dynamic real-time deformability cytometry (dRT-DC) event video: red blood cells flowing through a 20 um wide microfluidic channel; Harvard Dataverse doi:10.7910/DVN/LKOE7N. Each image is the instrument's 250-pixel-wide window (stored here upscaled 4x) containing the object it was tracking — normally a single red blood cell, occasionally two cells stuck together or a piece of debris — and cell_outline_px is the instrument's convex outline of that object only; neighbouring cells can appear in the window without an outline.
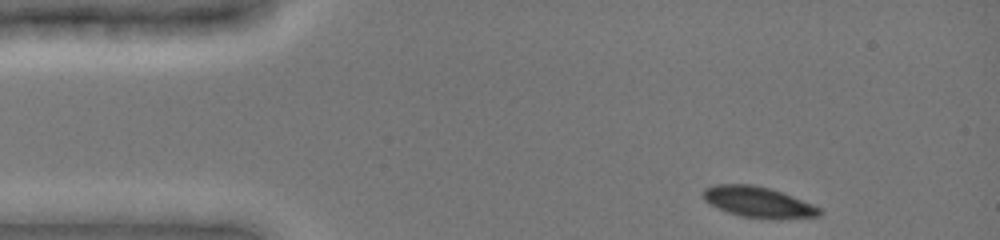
{"species": "common noctule bat (a hibernating species)", "species_latin": "Nyctalus noctula", "temperature_condition": "cold", "stored_images_in_passage": 7, "camera_frame_rate_fps": 3000, "um_per_image_px": 0.085, "animal": {"sex": "female", "body_mass_g": 19.0, "forearm_length_mm": 51.5}, "frame": {"image": 1, "passage_image": 1, "time_ms": 0.0, "image_size_px": [1000, 240], "cell_outline_px": [[824, 212], [820, 216], [740, 216], [728, 212], [704, 200], [704, 188], [716, 184], [752, 184], [784, 192], [812, 204], [820, 208]], "centroid_in_image_um": [64.42, 17.11], "position_along_channel_um": 20.6, "area_um2": 19.83}}
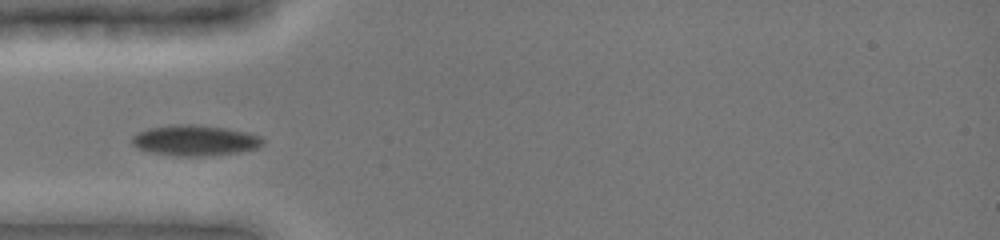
{"frame": {"image": 2, "passage_image": 4, "time_ms": 3.0, "image_size_px": [1000, 240], "cell_outline_px": [[264, 144], [256, 148], [240, 152], [200, 156], [176, 156], [152, 152], [136, 148], [132, 144], [132, 136], [136, 132], [148, 128], [172, 124], [196, 124], [224, 128], [244, 132], [260, 136], [264, 140]], "centroid_in_image_um": [16.53, 11.93], "position_along_channel_um": 68.5, "area_um2": 23.35}}
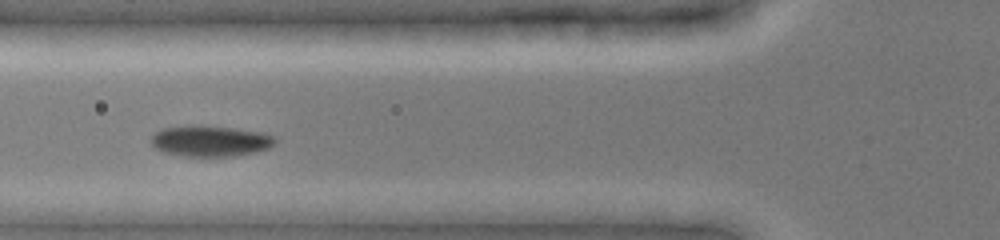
{"frame": {"image": 3, "passage_image": 5, "time_ms": 4.0, "image_size_px": [1000, 240], "cell_outline_px": [[276, 144], [268, 148], [256, 152], [232, 156], [184, 156], [164, 152], [156, 148], [152, 144], [152, 136], [160, 128], [192, 124], [200, 124], [236, 128], [264, 132], [276, 136]], "centroid_in_image_um": [17.91, 11.96], "position_along_channel_um": 107.9, "area_um2": 22.77}}